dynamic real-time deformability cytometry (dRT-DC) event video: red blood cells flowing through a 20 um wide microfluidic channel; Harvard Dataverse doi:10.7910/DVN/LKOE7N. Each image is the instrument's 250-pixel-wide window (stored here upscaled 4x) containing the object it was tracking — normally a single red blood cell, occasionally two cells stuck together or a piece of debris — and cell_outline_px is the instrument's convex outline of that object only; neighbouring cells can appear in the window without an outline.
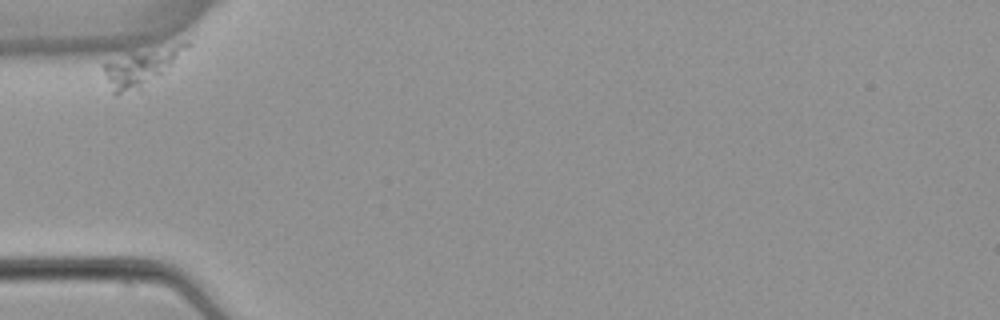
{"species": "common noctule bat (a hibernating species)", "species_latin": "Nyctalus noctula", "temperature_condition": "warm", "stored_images_in_passage": 9, "camera_frame_rate_fps": 3000, "um_per_image_px": 0.085, "animal": {"sex": "female", "body_mass_g": 22.7, "forearm_length_mm": 54.2}, "frame": {"image": 1, "passage_image": 1, "time_ms": 0.0, "image_size_px": [1000, 320], "cell_outline_px": [[192, 44], [160, 72], [136, 88], [116, 96], [112, 92], [100, 64], [184, 40], [188, 40]], "centroid_in_image_um": [11.95, 5.67], "position_along_channel_um": 73.0, "area_um2": 16.13}}
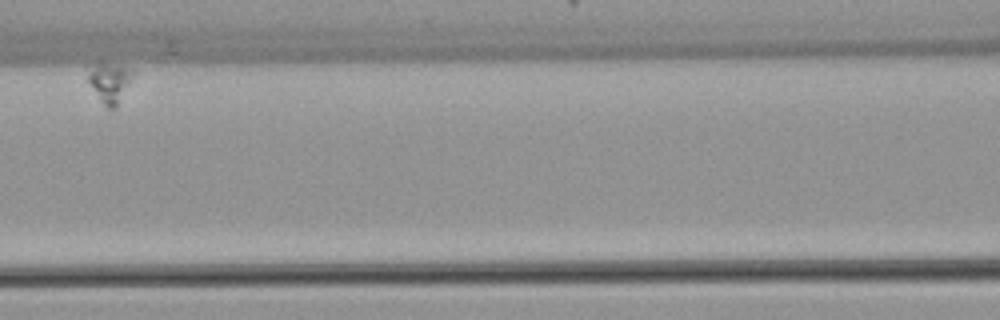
{"frame": {"image": 2, "passage_image": 4, "time_ms": 4.333, "image_size_px": [1000, 320], "cell_outline_px": [[136, 72], [116, 108], [108, 108], [100, 100], [88, 80], [88, 76], [92, 68], [100, 60], [132, 68]], "centroid_in_image_um": [9.39, 6.96], "position_along_channel_um": 157.2, "area_um2": 10.46}}
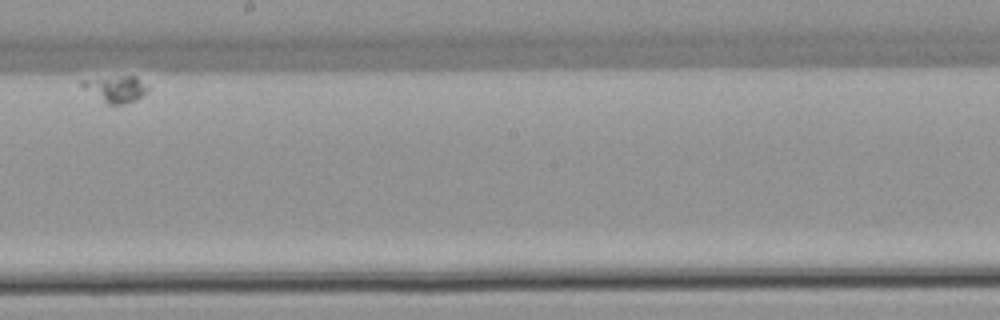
{"frame": {"image": 3, "passage_image": 7, "time_ms": 8.0, "image_size_px": [1000, 320], "cell_outline_px": [[148, 92], [136, 100], [124, 104], [108, 104], [80, 88], [80, 80], [120, 76], [136, 76], [148, 88]], "centroid_in_image_um": [9.8, 7.56], "position_along_channel_um": 238.4, "area_um2": 10.17}}